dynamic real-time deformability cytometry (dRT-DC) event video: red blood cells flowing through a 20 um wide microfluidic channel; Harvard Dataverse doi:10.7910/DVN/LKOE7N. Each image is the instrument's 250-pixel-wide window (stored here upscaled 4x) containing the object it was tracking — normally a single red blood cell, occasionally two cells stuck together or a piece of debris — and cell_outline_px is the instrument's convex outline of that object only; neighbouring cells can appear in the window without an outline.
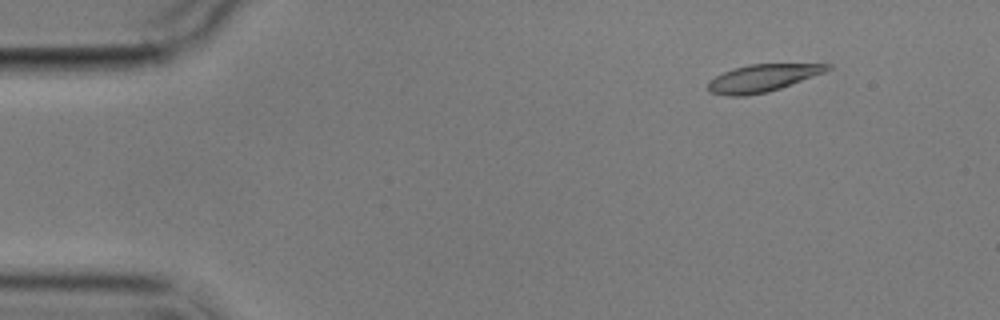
{"species": "common noctule bat (a hibernating species)", "species_latin": "Nyctalus noctula", "temperature_condition": "cold", "stored_images_in_passage": 4, "camera_frame_rate_fps": 3000, "um_per_image_px": 0.085, "animal": {"sex": "male", "body_mass_g": 17.9}, "frame": {"image": 1, "passage_image": 2, "time_ms": 1.0, "image_size_px": [1000, 320], "cell_outline_px": [[832, 68], [824, 72], [780, 88], [768, 92], [744, 96], [728, 96], [708, 92], [708, 80], [732, 68], [748, 64], [832, 64]], "centroid_in_image_um": [64.76, 6.64], "position_along_channel_um": 20.2, "area_um2": 18.96}}
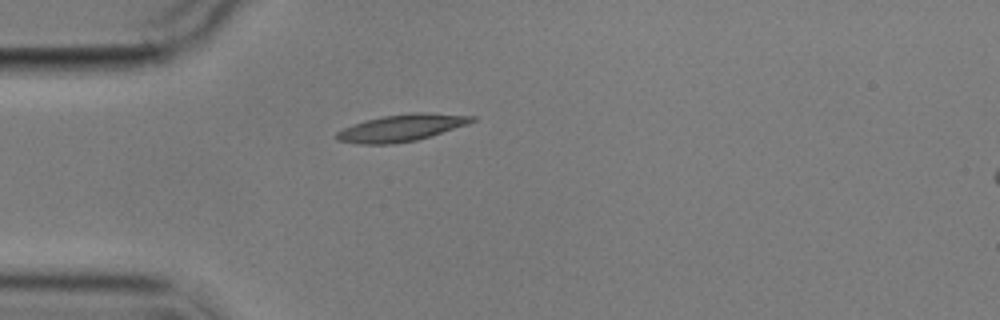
{"frame": {"image": 2, "passage_image": 4, "time_ms": 4.0, "image_size_px": [1000, 320], "cell_outline_px": [[476, 120], [468, 124], [416, 140], [392, 144], [360, 144], [336, 140], [336, 132], [344, 128], [364, 120], [384, 116], [416, 112], [424, 112], [476, 116]], "centroid_in_image_um": [34.12, 10.86], "position_along_channel_um": 50.9, "area_um2": 21.04}}